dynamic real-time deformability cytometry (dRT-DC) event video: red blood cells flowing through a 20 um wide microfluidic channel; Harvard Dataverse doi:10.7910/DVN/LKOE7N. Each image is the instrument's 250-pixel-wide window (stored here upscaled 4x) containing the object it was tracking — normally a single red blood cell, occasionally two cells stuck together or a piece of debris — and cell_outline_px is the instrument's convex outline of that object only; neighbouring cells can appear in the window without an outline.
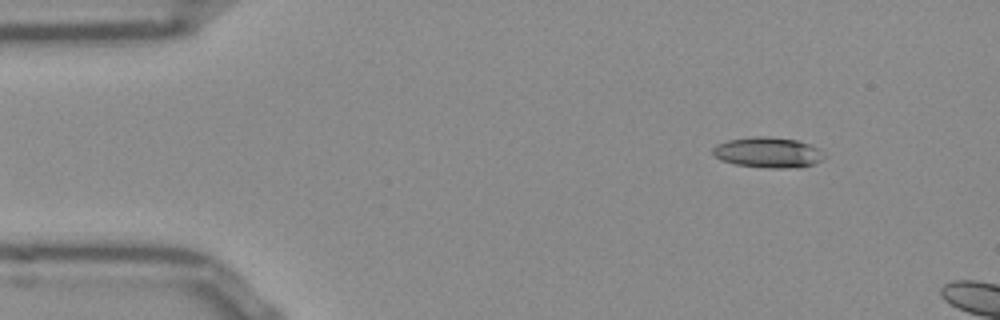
{"species": "Egyptian fruit bat (a non-hibernating species)", "species_latin": "Rousettus aegyptiacus", "temperature_condition": "room temperature", "stored_images_in_passage": 5, "camera_frame_rate_fps": 3000, "um_per_image_px": 0.085, "frame": {"image": 1, "passage_image": 1, "time_ms": 0.0, "image_size_px": [1000, 320], "cell_outline_px": [[824, 156], [820, 160], [812, 164], [796, 168], [768, 168], [736, 164], [720, 160], [712, 152], [712, 148], [716, 144], [728, 140], [752, 136], [764, 136], [796, 140], [812, 144], [820, 148]], "centroid_in_image_um": [65.27, 12.95], "position_along_channel_um": 19.7, "area_um2": 19.83}}